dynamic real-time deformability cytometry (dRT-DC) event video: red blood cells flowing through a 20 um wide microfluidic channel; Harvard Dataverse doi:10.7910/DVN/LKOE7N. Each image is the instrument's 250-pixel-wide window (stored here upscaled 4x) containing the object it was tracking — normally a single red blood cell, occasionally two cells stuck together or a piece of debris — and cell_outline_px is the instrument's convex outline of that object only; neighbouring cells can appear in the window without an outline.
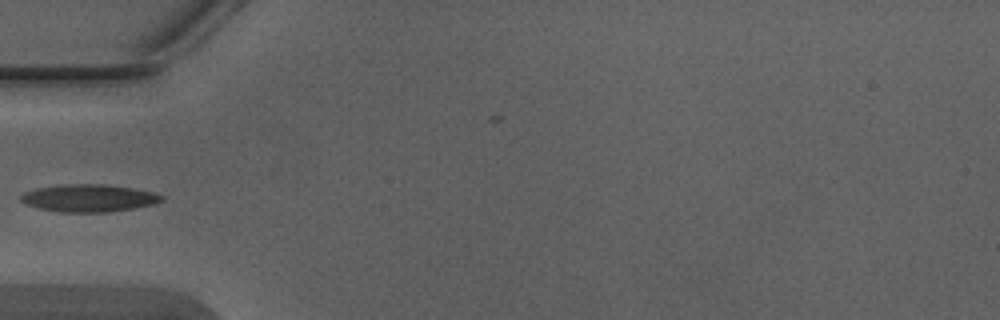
{"species": "Egyptian fruit bat (a non-hibernating species)", "species_latin": "Rousettus aegyptiacus", "temperature_condition": "warm", "stored_images_in_passage": 5, "camera_frame_rate_fps": 3000, "um_per_image_px": 0.085, "animal": {"sex": "male"}, "frame": {"image": 1, "passage_image": 5, "time_ms": 1.333, "image_size_px": [1000, 320], "cell_outline_px": [[164, 200], [156, 204], [136, 208], [108, 212], [60, 212], [40, 208], [28, 204], [20, 200], [20, 196], [24, 192], [36, 188], [60, 184], [108, 184], [132, 188], [152, 192], [164, 196]], "centroid_in_image_um": [7.59, 16.83], "position_along_channel_um": 77.4, "area_um2": 22.66}}